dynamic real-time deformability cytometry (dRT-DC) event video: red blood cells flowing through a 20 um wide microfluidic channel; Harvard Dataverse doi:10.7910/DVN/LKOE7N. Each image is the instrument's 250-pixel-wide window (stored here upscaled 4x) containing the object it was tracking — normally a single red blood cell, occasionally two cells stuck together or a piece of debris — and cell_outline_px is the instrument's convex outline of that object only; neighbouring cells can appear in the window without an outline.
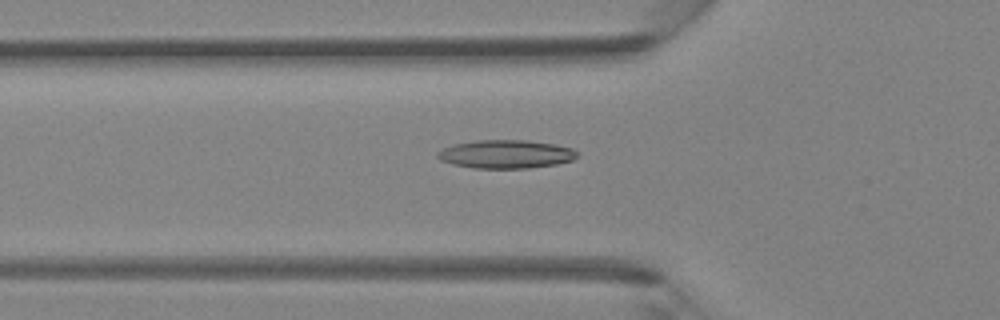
{"species": "Egyptian fruit bat (a non-hibernating species)", "species_latin": "Rousettus aegyptiacus", "temperature_condition": "room temperature", "stored_images_in_passage": 46, "camera_frame_rate_fps": 3000, "um_per_image_px": 0.085, "animal": {"sex": "female"}, "frame": {"image": 1, "passage_image": 16, "time_ms": 5.0, "image_size_px": [1000, 320], "cell_outline_px": [[580, 156], [572, 160], [556, 164], [528, 168], [472, 168], [452, 164], [440, 160], [436, 156], [436, 152], [444, 148], [456, 144], [476, 140], [528, 140], [556, 144], [572, 148]], "centroid_in_image_um": [43.01, 13.1], "position_along_channel_um": 82.8, "area_um2": 23.18}}
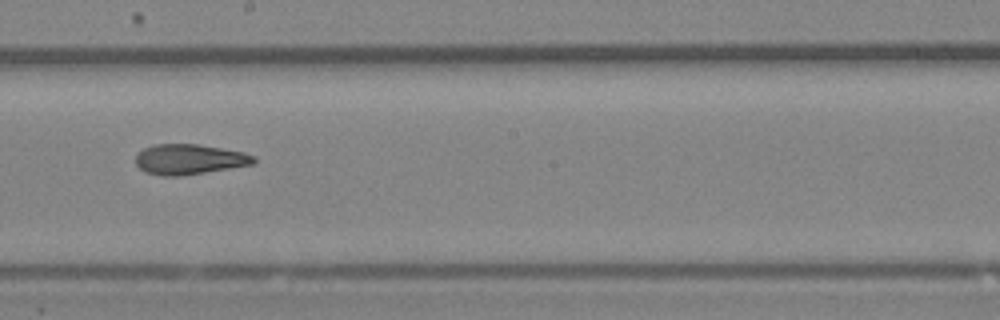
{"frame": {"image": 2, "passage_image": 26, "time_ms": 8.333, "image_size_px": [1000, 320], "cell_outline_px": [[256, 160], [252, 164], [180, 176], [160, 176], [144, 172], [136, 164], [136, 156], [144, 148], [156, 144], [196, 144], [244, 152], [256, 156]], "centroid_in_image_um": [16.07, 13.54], "position_along_channel_um": 232.1, "area_um2": 20.63}}
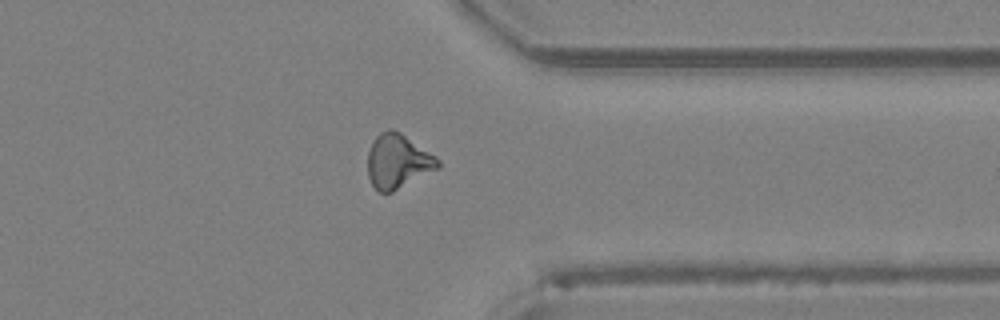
{"frame": {"image": 3, "passage_image": 36, "time_ms": 11.667, "image_size_px": [1000, 320], "cell_outline_px": [[440, 168], [392, 192], [380, 192], [372, 184], [368, 176], [368, 152], [372, 140], [380, 132], [388, 128], [392, 128], [400, 132], [436, 156], [440, 160]], "centroid_in_image_um": [33.82, 13.69], "position_along_channel_um": 377.6, "area_um2": 22.31}}